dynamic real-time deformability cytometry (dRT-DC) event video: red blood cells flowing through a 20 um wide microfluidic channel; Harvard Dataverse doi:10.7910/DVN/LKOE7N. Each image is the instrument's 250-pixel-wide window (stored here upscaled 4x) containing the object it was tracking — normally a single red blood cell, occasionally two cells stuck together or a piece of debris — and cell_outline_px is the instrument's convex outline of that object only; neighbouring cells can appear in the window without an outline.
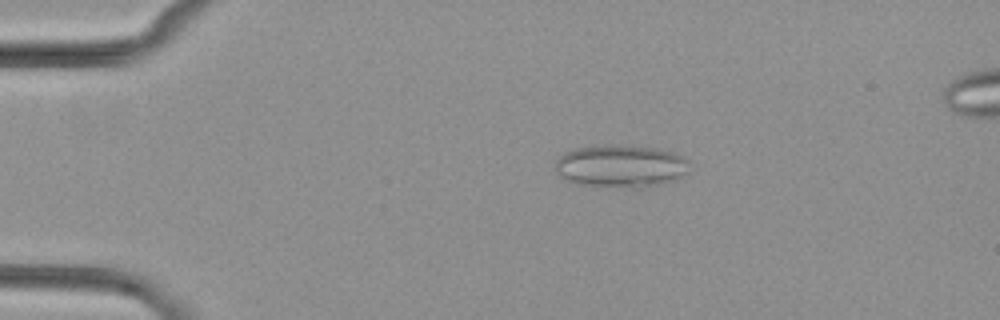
{"species": "common noctule bat (a hibernating species)", "species_latin": "Nyctalus noctula", "temperature_condition": "cold", "stored_images_in_passage": 5, "camera_frame_rate_fps": 3000, "um_per_image_px": 0.085, "animal": {"sex": "female", "body_mass_g": 29.2, "forearm_length_mm": 56.3}, "frame": {"image": 1, "passage_image": 3, "time_ms": 2.333, "image_size_px": [1000, 320], "cell_outline_px": [[688, 172], [672, 180], [644, 188], [632, 188], [580, 184], [568, 180], [556, 172], [556, 160], [564, 152], [576, 148], [608, 144], [612, 144], [656, 148], [672, 152], [688, 160]], "centroid_in_image_um": [52.76, 14.11], "position_along_channel_um": 32.2, "area_um2": 33.06}}